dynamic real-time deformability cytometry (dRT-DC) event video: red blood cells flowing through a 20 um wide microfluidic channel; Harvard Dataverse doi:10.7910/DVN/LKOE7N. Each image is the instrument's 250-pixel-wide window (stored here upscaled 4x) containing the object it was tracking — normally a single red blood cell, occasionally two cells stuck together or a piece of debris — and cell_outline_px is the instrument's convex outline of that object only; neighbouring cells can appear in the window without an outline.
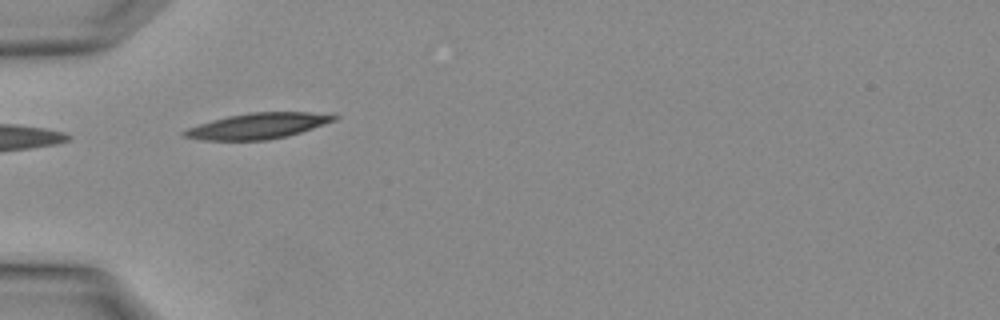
{"species": "Egyptian fruit bat (a non-hibernating species)", "species_latin": "Rousettus aegyptiacus", "temperature_condition": "warm", "stored_images_in_passage": 1, "camera_frame_rate_fps": 3000, "um_per_image_px": 0.085, "animal": {"sex": "female"}, "frame": {"image": 1, "passage_image": 1, "time_ms": 0.0, "image_size_px": [1000, 320], "cell_outline_px": [[340, 116], [336, 120], [288, 136], [268, 140], [204, 140], [184, 136], [180, 132], [188, 128], [212, 120], [228, 116], [252, 112], [308, 112]], "centroid_in_image_um": [21.91, 10.7], "position_along_channel_um": 63.1, "area_um2": 22.2}}